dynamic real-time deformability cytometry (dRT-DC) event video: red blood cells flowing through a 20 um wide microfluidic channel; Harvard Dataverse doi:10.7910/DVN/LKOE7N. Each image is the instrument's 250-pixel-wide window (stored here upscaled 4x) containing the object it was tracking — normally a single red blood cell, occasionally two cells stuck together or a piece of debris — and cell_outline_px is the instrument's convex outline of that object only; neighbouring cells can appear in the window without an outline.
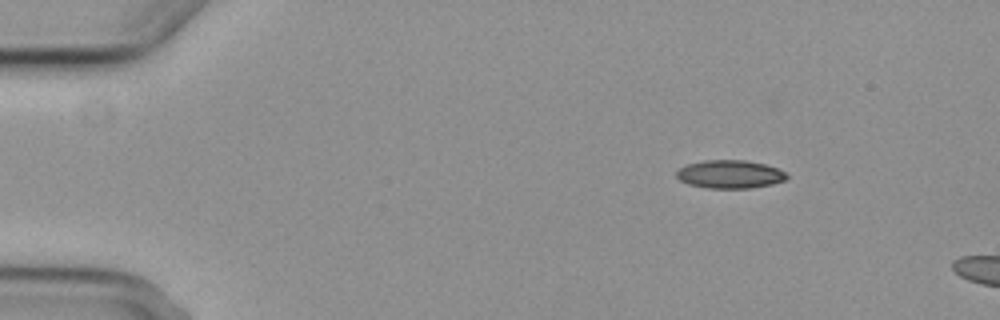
{"species": "common noctule bat (a hibernating species)", "species_latin": "Nyctalus noctula", "temperature_condition": "cold", "stored_images_in_passage": 4, "camera_frame_rate_fps": 3000, "um_per_image_px": 0.085, "animal": {"sex": "female", "body_mass_g": 29.2, "forearm_length_mm": 56.3}, "frame": {"image": 1, "passage_image": 1, "time_ms": 0.0, "image_size_px": [1000, 320], "cell_outline_px": [[788, 176], [784, 180], [772, 184], [752, 188], [708, 188], [688, 184], [680, 180], [676, 176], [676, 172], [680, 168], [688, 164], [704, 160], [744, 160], [764, 164], [776, 168], [784, 172]], "centroid_in_image_um": [62.02, 14.81], "position_along_channel_um": 23.0, "area_um2": 17.98}}